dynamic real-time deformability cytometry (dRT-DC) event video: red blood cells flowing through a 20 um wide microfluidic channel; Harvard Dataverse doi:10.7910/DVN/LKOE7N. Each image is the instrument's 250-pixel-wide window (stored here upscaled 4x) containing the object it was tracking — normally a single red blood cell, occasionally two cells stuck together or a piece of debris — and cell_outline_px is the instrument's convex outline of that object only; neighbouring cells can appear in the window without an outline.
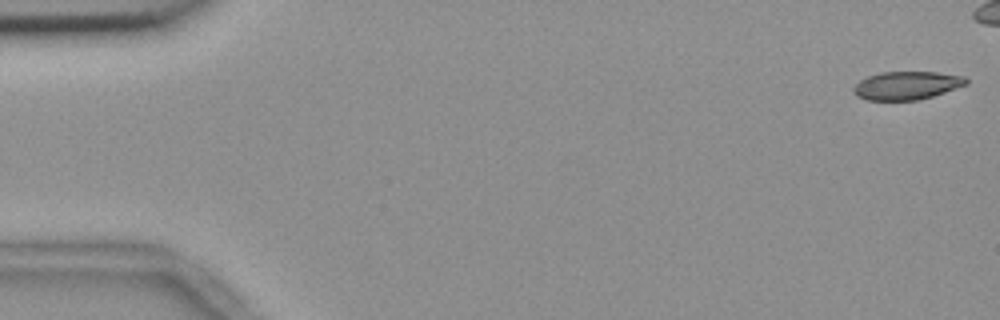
{"species": "common noctule bat (a hibernating species)", "species_latin": "Nyctalus noctula", "temperature_condition": "room temperature", "stored_images_in_passage": 10, "camera_frame_rate_fps": 3000, "um_per_image_px": 0.085, "animal": {"sex": "female", "body_mass_g": 18.4}, "frame": {"image": 1, "passage_image": 1, "time_ms": 0.0, "image_size_px": [1000, 320], "cell_outline_px": [[968, 84], [920, 100], [864, 100], [856, 96], [852, 92], [852, 88], [860, 80], [868, 76], [880, 72], [936, 72], [964, 76], [968, 80]], "centroid_in_image_um": [77.04, 7.27], "position_along_channel_um": 8.0, "area_um2": 18.61}}